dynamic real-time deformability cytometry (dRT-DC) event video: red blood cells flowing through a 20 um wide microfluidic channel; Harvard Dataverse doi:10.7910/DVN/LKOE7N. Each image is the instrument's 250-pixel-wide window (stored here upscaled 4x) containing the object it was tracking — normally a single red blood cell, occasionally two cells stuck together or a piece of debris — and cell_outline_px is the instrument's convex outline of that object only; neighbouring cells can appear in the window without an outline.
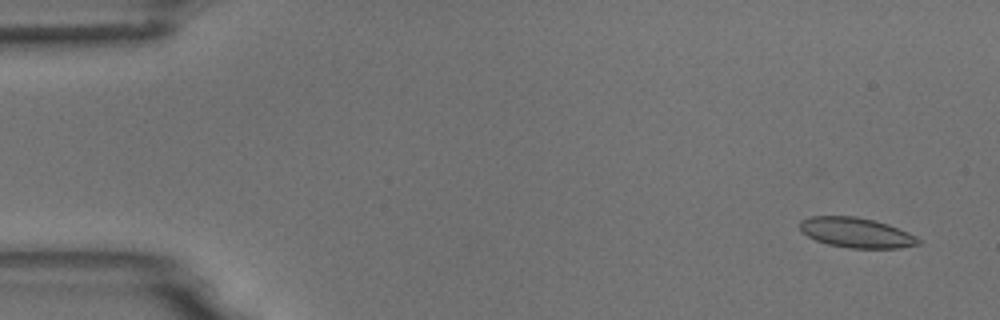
{"species": "common noctule bat (a hibernating species)", "species_latin": "Nyctalus noctula", "temperature_condition": "room temperature", "stored_images_in_passage": 6, "camera_frame_rate_fps": 3000, "um_per_image_px": 0.085, "animal": {"sex": "male", "body_mass_g": 18.8}, "frame": {"image": 1, "passage_image": 1, "time_ms": 0.0, "image_size_px": [1000, 320], "cell_outline_px": [[920, 244], [900, 248], [848, 248], [828, 244], [816, 240], [808, 236], [800, 228], [800, 220], [812, 216], [856, 216], [888, 224], [908, 232], [916, 236], [920, 240]], "centroid_in_image_um": [72.8, 19.78], "position_along_channel_um": 12.2, "area_um2": 20.63}}
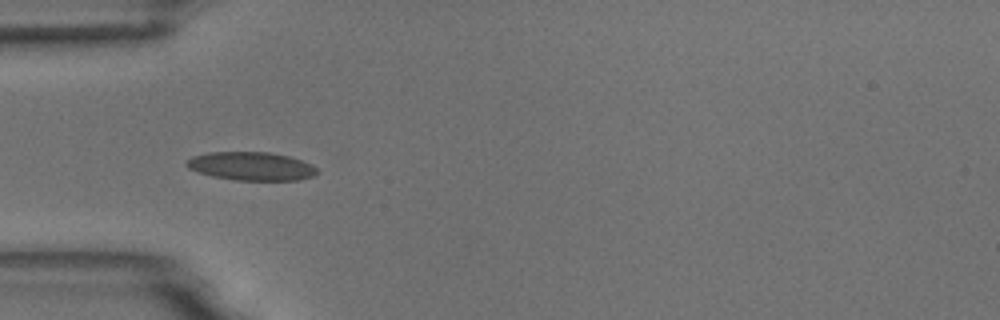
{"frame": {"image": 2, "passage_image": 5, "time_ms": 4.667, "image_size_px": [1000, 320], "cell_outline_px": [[320, 172], [312, 176], [300, 180], [236, 180], [212, 176], [196, 172], [188, 168], [184, 164], [192, 156], [208, 152], [268, 152], [288, 156], [312, 164]], "centroid_in_image_um": [21.34, 14.13], "position_along_channel_um": 63.7, "area_um2": 21.68}}